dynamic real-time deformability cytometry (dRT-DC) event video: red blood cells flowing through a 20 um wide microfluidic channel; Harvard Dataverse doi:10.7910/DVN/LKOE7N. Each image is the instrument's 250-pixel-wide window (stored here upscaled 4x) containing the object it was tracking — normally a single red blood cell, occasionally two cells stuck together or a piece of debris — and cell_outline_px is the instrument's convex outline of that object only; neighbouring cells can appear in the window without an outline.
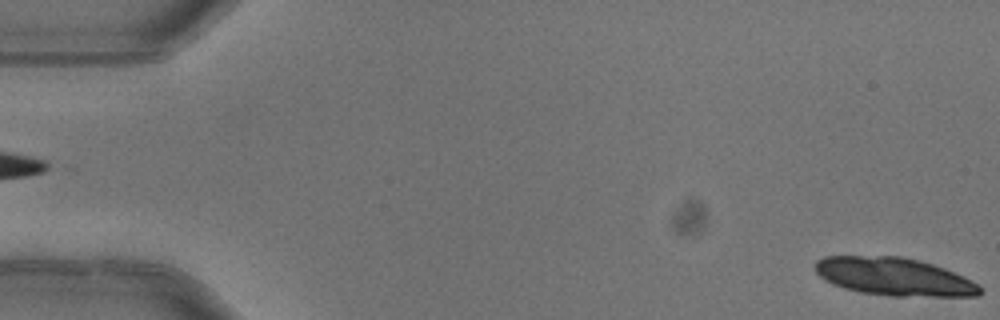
{"species": "common noctule bat (a hibernating species)", "species_latin": "Nyctalus noctula", "temperature_condition": "warm", "stored_images_in_passage": 5, "segment_of_instrument_passage": [2, 2], "camera_frame_rate_fps": 3000, "um_per_image_px": 0.085, "animal": {"sex": "female"}, "frame": {"image": 1, "passage_image": 5, "time_ms": 1.333, "image_size_px": [1000, 320], "cell_outline_px": [[984, 292], [980, 296], [892, 296], [860, 292], [844, 288], [832, 284], [824, 280], [812, 268], [816, 260], [824, 256], [900, 256], [920, 260], [944, 268], [964, 276], [980, 284], [984, 288]], "centroid_in_image_um": [76.02, 23.52], "position_along_channel_um": 9.0, "area_um2": 36.93}}